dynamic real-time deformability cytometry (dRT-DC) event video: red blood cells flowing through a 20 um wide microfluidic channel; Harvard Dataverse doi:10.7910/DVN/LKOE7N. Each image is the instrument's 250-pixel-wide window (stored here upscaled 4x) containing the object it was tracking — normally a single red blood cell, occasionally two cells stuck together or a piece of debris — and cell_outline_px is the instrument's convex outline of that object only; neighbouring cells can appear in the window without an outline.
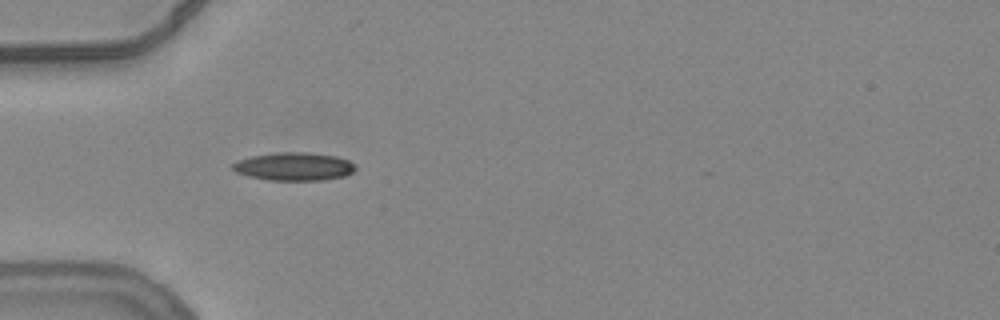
{"species": "common noctule bat (a hibernating species)", "species_latin": "Nyctalus noctula", "temperature_condition": "warm", "stored_images_in_passage": 38, "camera_frame_rate_fps": 3000, "um_per_image_px": 0.085, "animal": {"sex": "female", "body_mass_g": 24.6, "forearm_length_mm": 56.2}, "frame": {"image": 1, "passage_image": 1, "time_ms": 0.0, "image_size_px": [1000, 320], "cell_outline_px": [[356, 168], [352, 172], [344, 176], [320, 180], [268, 180], [248, 176], [236, 172], [232, 168], [232, 164], [236, 160], [252, 156], [280, 152], [304, 152], [336, 156], [348, 160]], "centroid_in_image_um": [24.95, 14.15], "position_along_channel_um": 60.0, "area_um2": 19.94}, "authors_computed_cell_mechanics": {"area_um2": 18.785, "velocity_mm_per_s": 3.8367, "shape_relaxation_time_tau1_ms": null, "shape_relaxation_time_tau2_ms": 2.3184, "deformation_change_tau1": null, "deformation_change_tau2": 0.1026}}